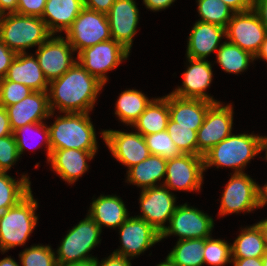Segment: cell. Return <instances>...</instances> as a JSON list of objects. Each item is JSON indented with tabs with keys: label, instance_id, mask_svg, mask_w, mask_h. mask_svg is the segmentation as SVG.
Returning <instances> with one entry per match:
<instances>
[{
	"label": "cell",
	"instance_id": "obj_51",
	"mask_svg": "<svg viewBox=\"0 0 267 266\" xmlns=\"http://www.w3.org/2000/svg\"><path fill=\"white\" fill-rule=\"evenodd\" d=\"M18 2L19 0H0V13L2 15L16 13Z\"/></svg>",
	"mask_w": 267,
	"mask_h": 266
},
{
	"label": "cell",
	"instance_id": "obj_28",
	"mask_svg": "<svg viewBox=\"0 0 267 266\" xmlns=\"http://www.w3.org/2000/svg\"><path fill=\"white\" fill-rule=\"evenodd\" d=\"M169 120L168 95L153 99L132 124L143 136L166 130Z\"/></svg>",
	"mask_w": 267,
	"mask_h": 266
},
{
	"label": "cell",
	"instance_id": "obj_12",
	"mask_svg": "<svg viewBox=\"0 0 267 266\" xmlns=\"http://www.w3.org/2000/svg\"><path fill=\"white\" fill-rule=\"evenodd\" d=\"M233 107L214 103L207 111L203 124L197 130V155L203 156L212 147L232 134Z\"/></svg>",
	"mask_w": 267,
	"mask_h": 266
},
{
	"label": "cell",
	"instance_id": "obj_3",
	"mask_svg": "<svg viewBox=\"0 0 267 266\" xmlns=\"http://www.w3.org/2000/svg\"><path fill=\"white\" fill-rule=\"evenodd\" d=\"M53 34L38 16L7 13L0 22V40L16 54L26 53V49L40 46Z\"/></svg>",
	"mask_w": 267,
	"mask_h": 266
},
{
	"label": "cell",
	"instance_id": "obj_57",
	"mask_svg": "<svg viewBox=\"0 0 267 266\" xmlns=\"http://www.w3.org/2000/svg\"><path fill=\"white\" fill-rule=\"evenodd\" d=\"M266 151L265 153V159L267 161V136H261L260 138V144H259V152Z\"/></svg>",
	"mask_w": 267,
	"mask_h": 266
},
{
	"label": "cell",
	"instance_id": "obj_14",
	"mask_svg": "<svg viewBox=\"0 0 267 266\" xmlns=\"http://www.w3.org/2000/svg\"><path fill=\"white\" fill-rule=\"evenodd\" d=\"M142 215L137 217L144 219L158 232L162 233L166 228V221L170 218L178 205L176 197L163 184L143 189L139 198Z\"/></svg>",
	"mask_w": 267,
	"mask_h": 266
},
{
	"label": "cell",
	"instance_id": "obj_52",
	"mask_svg": "<svg viewBox=\"0 0 267 266\" xmlns=\"http://www.w3.org/2000/svg\"><path fill=\"white\" fill-rule=\"evenodd\" d=\"M255 224L258 226V228L261 231V234H262V237L264 240V244H265V247L267 249V218L265 220L259 221L258 223H255Z\"/></svg>",
	"mask_w": 267,
	"mask_h": 266
},
{
	"label": "cell",
	"instance_id": "obj_58",
	"mask_svg": "<svg viewBox=\"0 0 267 266\" xmlns=\"http://www.w3.org/2000/svg\"><path fill=\"white\" fill-rule=\"evenodd\" d=\"M156 266H175V265L172 264V263L166 258L164 262H161V263L157 264Z\"/></svg>",
	"mask_w": 267,
	"mask_h": 266
},
{
	"label": "cell",
	"instance_id": "obj_26",
	"mask_svg": "<svg viewBox=\"0 0 267 266\" xmlns=\"http://www.w3.org/2000/svg\"><path fill=\"white\" fill-rule=\"evenodd\" d=\"M88 215L98 224L109 228L119 227L128 217V210L121 198L114 195H100L93 200Z\"/></svg>",
	"mask_w": 267,
	"mask_h": 266
},
{
	"label": "cell",
	"instance_id": "obj_17",
	"mask_svg": "<svg viewBox=\"0 0 267 266\" xmlns=\"http://www.w3.org/2000/svg\"><path fill=\"white\" fill-rule=\"evenodd\" d=\"M101 134L112 156L128 169L151 155L144 136L139 132L104 130Z\"/></svg>",
	"mask_w": 267,
	"mask_h": 266
},
{
	"label": "cell",
	"instance_id": "obj_50",
	"mask_svg": "<svg viewBox=\"0 0 267 266\" xmlns=\"http://www.w3.org/2000/svg\"><path fill=\"white\" fill-rule=\"evenodd\" d=\"M234 266H263L261 258H232Z\"/></svg>",
	"mask_w": 267,
	"mask_h": 266
},
{
	"label": "cell",
	"instance_id": "obj_46",
	"mask_svg": "<svg viewBox=\"0 0 267 266\" xmlns=\"http://www.w3.org/2000/svg\"><path fill=\"white\" fill-rule=\"evenodd\" d=\"M235 13L244 12L253 9L254 0H221Z\"/></svg>",
	"mask_w": 267,
	"mask_h": 266
},
{
	"label": "cell",
	"instance_id": "obj_8",
	"mask_svg": "<svg viewBox=\"0 0 267 266\" xmlns=\"http://www.w3.org/2000/svg\"><path fill=\"white\" fill-rule=\"evenodd\" d=\"M129 53L120 43L111 39L81 50L77 54V62L105 85L107 72L127 60Z\"/></svg>",
	"mask_w": 267,
	"mask_h": 266
},
{
	"label": "cell",
	"instance_id": "obj_13",
	"mask_svg": "<svg viewBox=\"0 0 267 266\" xmlns=\"http://www.w3.org/2000/svg\"><path fill=\"white\" fill-rule=\"evenodd\" d=\"M203 156L181 154L167 160L163 185L169 190L199 191L203 183Z\"/></svg>",
	"mask_w": 267,
	"mask_h": 266
},
{
	"label": "cell",
	"instance_id": "obj_49",
	"mask_svg": "<svg viewBox=\"0 0 267 266\" xmlns=\"http://www.w3.org/2000/svg\"><path fill=\"white\" fill-rule=\"evenodd\" d=\"M175 0H143L146 8L152 11H160L168 8Z\"/></svg>",
	"mask_w": 267,
	"mask_h": 266
},
{
	"label": "cell",
	"instance_id": "obj_9",
	"mask_svg": "<svg viewBox=\"0 0 267 266\" xmlns=\"http://www.w3.org/2000/svg\"><path fill=\"white\" fill-rule=\"evenodd\" d=\"M260 187L246 173L231 174L221 197L219 216L260 208Z\"/></svg>",
	"mask_w": 267,
	"mask_h": 266
},
{
	"label": "cell",
	"instance_id": "obj_25",
	"mask_svg": "<svg viewBox=\"0 0 267 266\" xmlns=\"http://www.w3.org/2000/svg\"><path fill=\"white\" fill-rule=\"evenodd\" d=\"M83 8V0H47L41 19L56 35L57 32H66Z\"/></svg>",
	"mask_w": 267,
	"mask_h": 266
},
{
	"label": "cell",
	"instance_id": "obj_48",
	"mask_svg": "<svg viewBox=\"0 0 267 266\" xmlns=\"http://www.w3.org/2000/svg\"><path fill=\"white\" fill-rule=\"evenodd\" d=\"M253 10L257 13L260 21L267 29V0H254Z\"/></svg>",
	"mask_w": 267,
	"mask_h": 266
},
{
	"label": "cell",
	"instance_id": "obj_22",
	"mask_svg": "<svg viewBox=\"0 0 267 266\" xmlns=\"http://www.w3.org/2000/svg\"><path fill=\"white\" fill-rule=\"evenodd\" d=\"M224 36H226L224 27L197 21L188 37L187 57L206 59L211 53L220 48L222 45L220 42Z\"/></svg>",
	"mask_w": 267,
	"mask_h": 266
},
{
	"label": "cell",
	"instance_id": "obj_38",
	"mask_svg": "<svg viewBox=\"0 0 267 266\" xmlns=\"http://www.w3.org/2000/svg\"><path fill=\"white\" fill-rule=\"evenodd\" d=\"M51 246L34 245L19 254L22 266H58Z\"/></svg>",
	"mask_w": 267,
	"mask_h": 266
},
{
	"label": "cell",
	"instance_id": "obj_37",
	"mask_svg": "<svg viewBox=\"0 0 267 266\" xmlns=\"http://www.w3.org/2000/svg\"><path fill=\"white\" fill-rule=\"evenodd\" d=\"M144 138L151 155H158L168 160L182 154L166 130L145 135Z\"/></svg>",
	"mask_w": 267,
	"mask_h": 266
},
{
	"label": "cell",
	"instance_id": "obj_16",
	"mask_svg": "<svg viewBox=\"0 0 267 266\" xmlns=\"http://www.w3.org/2000/svg\"><path fill=\"white\" fill-rule=\"evenodd\" d=\"M53 36L41 44L35 52L39 66L48 82L60 78L77 61L72 57L75 50L68 40L60 35Z\"/></svg>",
	"mask_w": 267,
	"mask_h": 266
},
{
	"label": "cell",
	"instance_id": "obj_1",
	"mask_svg": "<svg viewBox=\"0 0 267 266\" xmlns=\"http://www.w3.org/2000/svg\"><path fill=\"white\" fill-rule=\"evenodd\" d=\"M104 84L77 61L60 78L49 82L48 99L51 112L89 113Z\"/></svg>",
	"mask_w": 267,
	"mask_h": 266
},
{
	"label": "cell",
	"instance_id": "obj_43",
	"mask_svg": "<svg viewBox=\"0 0 267 266\" xmlns=\"http://www.w3.org/2000/svg\"><path fill=\"white\" fill-rule=\"evenodd\" d=\"M16 55L17 54L14 51L9 49L0 40V80L6 76L8 68L11 66V63Z\"/></svg>",
	"mask_w": 267,
	"mask_h": 266
},
{
	"label": "cell",
	"instance_id": "obj_15",
	"mask_svg": "<svg viewBox=\"0 0 267 266\" xmlns=\"http://www.w3.org/2000/svg\"><path fill=\"white\" fill-rule=\"evenodd\" d=\"M118 229L122 246L113 253L126 258L132 259L161 241V233L137 216L128 217Z\"/></svg>",
	"mask_w": 267,
	"mask_h": 266
},
{
	"label": "cell",
	"instance_id": "obj_56",
	"mask_svg": "<svg viewBox=\"0 0 267 266\" xmlns=\"http://www.w3.org/2000/svg\"><path fill=\"white\" fill-rule=\"evenodd\" d=\"M0 266H21L11 257H5L0 260Z\"/></svg>",
	"mask_w": 267,
	"mask_h": 266
},
{
	"label": "cell",
	"instance_id": "obj_7",
	"mask_svg": "<svg viewBox=\"0 0 267 266\" xmlns=\"http://www.w3.org/2000/svg\"><path fill=\"white\" fill-rule=\"evenodd\" d=\"M65 34L66 39L77 53L87 47L112 39L107 14L85 7Z\"/></svg>",
	"mask_w": 267,
	"mask_h": 266
},
{
	"label": "cell",
	"instance_id": "obj_45",
	"mask_svg": "<svg viewBox=\"0 0 267 266\" xmlns=\"http://www.w3.org/2000/svg\"><path fill=\"white\" fill-rule=\"evenodd\" d=\"M130 258L112 253L106 259H103L101 263L96 257V266H131Z\"/></svg>",
	"mask_w": 267,
	"mask_h": 266
},
{
	"label": "cell",
	"instance_id": "obj_19",
	"mask_svg": "<svg viewBox=\"0 0 267 266\" xmlns=\"http://www.w3.org/2000/svg\"><path fill=\"white\" fill-rule=\"evenodd\" d=\"M189 65L182 74V86L176 88L171 94L190 99H201L213 103H219L208 95L206 89L210 86L213 77L211 63L206 59H194L187 57Z\"/></svg>",
	"mask_w": 267,
	"mask_h": 266
},
{
	"label": "cell",
	"instance_id": "obj_34",
	"mask_svg": "<svg viewBox=\"0 0 267 266\" xmlns=\"http://www.w3.org/2000/svg\"><path fill=\"white\" fill-rule=\"evenodd\" d=\"M200 20L212 23L224 28L227 27L234 11L221 0H197Z\"/></svg>",
	"mask_w": 267,
	"mask_h": 266
},
{
	"label": "cell",
	"instance_id": "obj_33",
	"mask_svg": "<svg viewBox=\"0 0 267 266\" xmlns=\"http://www.w3.org/2000/svg\"><path fill=\"white\" fill-rule=\"evenodd\" d=\"M217 63L227 73L238 74L248 69L249 63L256 58L239 46L225 41L217 50Z\"/></svg>",
	"mask_w": 267,
	"mask_h": 266
},
{
	"label": "cell",
	"instance_id": "obj_35",
	"mask_svg": "<svg viewBox=\"0 0 267 266\" xmlns=\"http://www.w3.org/2000/svg\"><path fill=\"white\" fill-rule=\"evenodd\" d=\"M200 127L174 126L170 118L166 131L182 154L197 155V130Z\"/></svg>",
	"mask_w": 267,
	"mask_h": 266
},
{
	"label": "cell",
	"instance_id": "obj_40",
	"mask_svg": "<svg viewBox=\"0 0 267 266\" xmlns=\"http://www.w3.org/2000/svg\"><path fill=\"white\" fill-rule=\"evenodd\" d=\"M32 92L33 90L21 83L0 80V106L7 107L16 104Z\"/></svg>",
	"mask_w": 267,
	"mask_h": 266
},
{
	"label": "cell",
	"instance_id": "obj_2",
	"mask_svg": "<svg viewBox=\"0 0 267 266\" xmlns=\"http://www.w3.org/2000/svg\"><path fill=\"white\" fill-rule=\"evenodd\" d=\"M51 151L78 149L97 151V139L89 113H64L49 127Z\"/></svg>",
	"mask_w": 267,
	"mask_h": 266
},
{
	"label": "cell",
	"instance_id": "obj_39",
	"mask_svg": "<svg viewBox=\"0 0 267 266\" xmlns=\"http://www.w3.org/2000/svg\"><path fill=\"white\" fill-rule=\"evenodd\" d=\"M30 131L32 133L34 132V134H35V132H36V134L39 132L43 136V139H44L43 141H44L46 148H47V158L49 160L50 153H51L50 140H49V128L46 124H44V122L27 124V125L19 127L18 129L13 131V135H14L15 141L17 143L19 155L23 154V151H25L26 148L31 147L30 145L28 146V144L30 142L28 140H26L27 137H25V136H27V135H24Z\"/></svg>",
	"mask_w": 267,
	"mask_h": 266
},
{
	"label": "cell",
	"instance_id": "obj_18",
	"mask_svg": "<svg viewBox=\"0 0 267 266\" xmlns=\"http://www.w3.org/2000/svg\"><path fill=\"white\" fill-rule=\"evenodd\" d=\"M112 39L130 52L137 33L139 9L134 0H115L107 13Z\"/></svg>",
	"mask_w": 267,
	"mask_h": 266
},
{
	"label": "cell",
	"instance_id": "obj_4",
	"mask_svg": "<svg viewBox=\"0 0 267 266\" xmlns=\"http://www.w3.org/2000/svg\"><path fill=\"white\" fill-rule=\"evenodd\" d=\"M260 135L230 134L203 155L204 171L208 167H230L234 173L242 171L259 152Z\"/></svg>",
	"mask_w": 267,
	"mask_h": 266
},
{
	"label": "cell",
	"instance_id": "obj_29",
	"mask_svg": "<svg viewBox=\"0 0 267 266\" xmlns=\"http://www.w3.org/2000/svg\"><path fill=\"white\" fill-rule=\"evenodd\" d=\"M152 100L141 91L125 90L120 93L117 99L115 114L121 122L127 124V126H132Z\"/></svg>",
	"mask_w": 267,
	"mask_h": 266
},
{
	"label": "cell",
	"instance_id": "obj_42",
	"mask_svg": "<svg viewBox=\"0 0 267 266\" xmlns=\"http://www.w3.org/2000/svg\"><path fill=\"white\" fill-rule=\"evenodd\" d=\"M47 0H19L17 14L41 17Z\"/></svg>",
	"mask_w": 267,
	"mask_h": 266
},
{
	"label": "cell",
	"instance_id": "obj_47",
	"mask_svg": "<svg viewBox=\"0 0 267 266\" xmlns=\"http://www.w3.org/2000/svg\"><path fill=\"white\" fill-rule=\"evenodd\" d=\"M13 134L5 107L0 106V138Z\"/></svg>",
	"mask_w": 267,
	"mask_h": 266
},
{
	"label": "cell",
	"instance_id": "obj_31",
	"mask_svg": "<svg viewBox=\"0 0 267 266\" xmlns=\"http://www.w3.org/2000/svg\"><path fill=\"white\" fill-rule=\"evenodd\" d=\"M205 238L178 240L167 259L175 266H202L204 262Z\"/></svg>",
	"mask_w": 267,
	"mask_h": 266
},
{
	"label": "cell",
	"instance_id": "obj_21",
	"mask_svg": "<svg viewBox=\"0 0 267 266\" xmlns=\"http://www.w3.org/2000/svg\"><path fill=\"white\" fill-rule=\"evenodd\" d=\"M97 151H81L78 149H59L50 153L49 163L61 179L73 184L88 169L87 160L93 159Z\"/></svg>",
	"mask_w": 267,
	"mask_h": 266
},
{
	"label": "cell",
	"instance_id": "obj_27",
	"mask_svg": "<svg viewBox=\"0 0 267 266\" xmlns=\"http://www.w3.org/2000/svg\"><path fill=\"white\" fill-rule=\"evenodd\" d=\"M167 160L158 155H150L145 160L130 167L127 171V181L143 189L158 186L166 175Z\"/></svg>",
	"mask_w": 267,
	"mask_h": 266
},
{
	"label": "cell",
	"instance_id": "obj_54",
	"mask_svg": "<svg viewBox=\"0 0 267 266\" xmlns=\"http://www.w3.org/2000/svg\"><path fill=\"white\" fill-rule=\"evenodd\" d=\"M255 58H262L263 60L267 61V36L265 38V41L262 43L261 49L258 52V54L255 56Z\"/></svg>",
	"mask_w": 267,
	"mask_h": 266
},
{
	"label": "cell",
	"instance_id": "obj_32",
	"mask_svg": "<svg viewBox=\"0 0 267 266\" xmlns=\"http://www.w3.org/2000/svg\"><path fill=\"white\" fill-rule=\"evenodd\" d=\"M27 175L16 181L7 172H0V214L18 204L32 190Z\"/></svg>",
	"mask_w": 267,
	"mask_h": 266
},
{
	"label": "cell",
	"instance_id": "obj_6",
	"mask_svg": "<svg viewBox=\"0 0 267 266\" xmlns=\"http://www.w3.org/2000/svg\"><path fill=\"white\" fill-rule=\"evenodd\" d=\"M101 232L98 224L87 214L60 242L55 256L58 266L94 259L87 254L100 243Z\"/></svg>",
	"mask_w": 267,
	"mask_h": 266
},
{
	"label": "cell",
	"instance_id": "obj_23",
	"mask_svg": "<svg viewBox=\"0 0 267 266\" xmlns=\"http://www.w3.org/2000/svg\"><path fill=\"white\" fill-rule=\"evenodd\" d=\"M1 80L21 83L33 91H48L49 86L37 57L27 53L16 55L8 68L6 76Z\"/></svg>",
	"mask_w": 267,
	"mask_h": 266
},
{
	"label": "cell",
	"instance_id": "obj_20",
	"mask_svg": "<svg viewBox=\"0 0 267 266\" xmlns=\"http://www.w3.org/2000/svg\"><path fill=\"white\" fill-rule=\"evenodd\" d=\"M12 131L27 124L43 122L53 116L47 91H33L26 98L5 107Z\"/></svg>",
	"mask_w": 267,
	"mask_h": 266
},
{
	"label": "cell",
	"instance_id": "obj_11",
	"mask_svg": "<svg viewBox=\"0 0 267 266\" xmlns=\"http://www.w3.org/2000/svg\"><path fill=\"white\" fill-rule=\"evenodd\" d=\"M169 225L161 233V240L171 236H179L178 240L193 238H209L214 228V220L198 208L190 207L187 203L178 205L170 218Z\"/></svg>",
	"mask_w": 267,
	"mask_h": 266
},
{
	"label": "cell",
	"instance_id": "obj_53",
	"mask_svg": "<svg viewBox=\"0 0 267 266\" xmlns=\"http://www.w3.org/2000/svg\"><path fill=\"white\" fill-rule=\"evenodd\" d=\"M62 266H96V258L91 260L69 263Z\"/></svg>",
	"mask_w": 267,
	"mask_h": 266
},
{
	"label": "cell",
	"instance_id": "obj_55",
	"mask_svg": "<svg viewBox=\"0 0 267 266\" xmlns=\"http://www.w3.org/2000/svg\"><path fill=\"white\" fill-rule=\"evenodd\" d=\"M267 204V183L260 187V207H264Z\"/></svg>",
	"mask_w": 267,
	"mask_h": 266
},
{
	"label": "cell",
	"instance_id": "obj_30",
	"mask_svg": "<svg viewBox=\"0 0 267 266\" xmlns=\"http://www.w3.org/2000/svg\"><path fill=\"white\" fill-rule=\"evenodd\" d=\"M232 258H261L266 251L260 229L256 224L245 227L231 245Z\"/></svg>",
	"mask_w": 267,
	"mask_h": 266
},
{
	"label": "cell",
	"instance_id": "obj_59",
	"mask_svg": "<svg viewBox=\"0 0 267 266\" xmlns=\"http://www.w3.org/2000/svg\"><path fill=\"white\" fill-rule=\"evenodd\" d=\"M262 262L263 266H267V249L265 251V254L262 256Z\"/></svg>",
	"mask_w": 267,
	"mask_h": 266
},
{
	"label": "cell",
	"instance_id": "obj_24",
	"mask_svg": "<svg viewBox=\"0 0 267 266\" xmlns=\"http://www.w3.org/2000/svg\"><path fill=\"white\" fill-rule=\"evenodd\" d=\"M213 104L206 100L181 98L170 93L169 118L174 121V126L200 127Z\"/></svg>",
	"mask_w": 267,
	"mask_h": 266
},
{
	"label": "cell",
	"instance_id": "obj_10",
	"mask_svg": "<svg viewBox=\"0 0 267 266\" xmlns=\"http://www.w3.org/2000/svg\"><path fill=\"white\" fill-rule=\"evenodd\" d=\"M225 34V38L230 43L239 46L255 57L265 41L267 29L257 13L251 9L234 13L225 28Z\"/></svg>",
	"mask_w": 267,
	"mask_h": 266
},
{
	"label": "cell",
	"instance_id": "obj_44",
	"mask_svg": "<svg viewBox=\"0 0 267 266\" xmlns=\"http://www.w3.org/2000/svg\"><path fill=\"white\" fill-rule=\"evenodd\" d=\"M115 0H83L84 7L99 13L107 14Z\"/></svg>",
	"mask_w": 267,
	"mask_h": 266
},
{
	"label": "cell",
	"instance_id": "obj_36",
	"mask_svg": "<svg viewBox=\"0 0 267 266\" xmlns=\"http://www.w3.org/2000/svg\"><path fill=\"white\" fill-rule=\"evenodd\" d=\"M204 262L212 266H223L232 263L231 245L225 240L205 238Z\"/></svg>",
	"mask_w": 267,
	"mask_h": 266
},
{
	"label": "cell",
	"instance_id": "obj_5",
	"mask_svg": "<svg viewBox=\"0 0 267 266\" xmlns=\"http://www.w3.org/2000/svg\"><path fill=\"white\" fill-rule=\"evenodd\" d=\"M38 207L32 191L15 206L0 214V250L6 252L15 246L25 245L38 222Z\"/></svg>",
	"mask_w": 267,
	"mask_h": 266
},
{
	"label": "cell",
	"instance_id": "obj_41",
	"mask_svg": "<svg viewBox=\"0 0 267 266\" xmlns=\"http://www.w3.org/2000/svg\"><path fill=\"white\" fill-rule=\"evenodd\" d=\"M20 158L14 135L0 138V172H7Z\"/></svg>",
	"mask_w": 267,
	"mask_h": 266
}]
</instances>
